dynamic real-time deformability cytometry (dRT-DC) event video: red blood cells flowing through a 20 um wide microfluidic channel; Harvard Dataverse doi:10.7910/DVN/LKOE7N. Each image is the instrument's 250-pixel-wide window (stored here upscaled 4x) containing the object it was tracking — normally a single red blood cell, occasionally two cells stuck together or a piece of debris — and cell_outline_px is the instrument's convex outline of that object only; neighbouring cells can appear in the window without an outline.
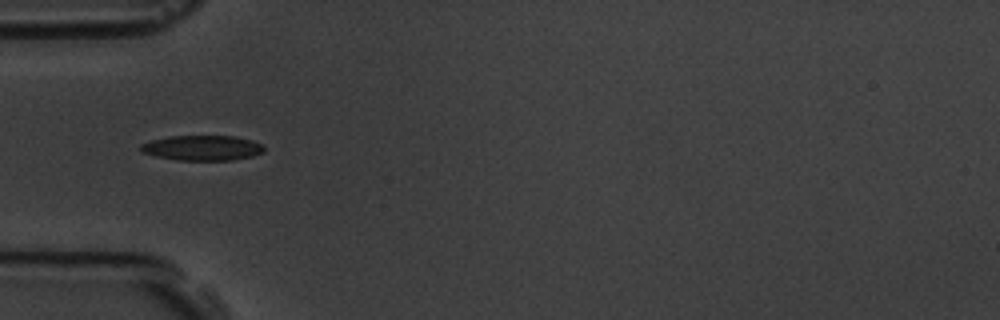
{"species": "common noctule bat (a hibernating species)", "species_latin": "Nyctalus noctula", "temperature_condition": "room temperature", "stored_images_in_passage": 40, "camera_frame_rate_fps": 3000, "um_per_image_px": 0.085, "animal": {"sex": "male", "body_mass_g": 19.5, "forearm_length_mm": 54.6}, "frame": {"image": 1, "passage_image": 1, "time_ms": 0.0, "image_size_px": [1000, 320], "cell_outline_px": [[264, 152], [252, 156], [232, 160], [176, 160], [156, 156], [140, 152], [140, 144], [152, 140], [168, 136], [236, 136], [252, 140], [260, 144], [264, 148]], "centroid_in_image_um": [17.17, 12.57], "position_along_channel_um": 67.8, "area_um2": 18.09}}
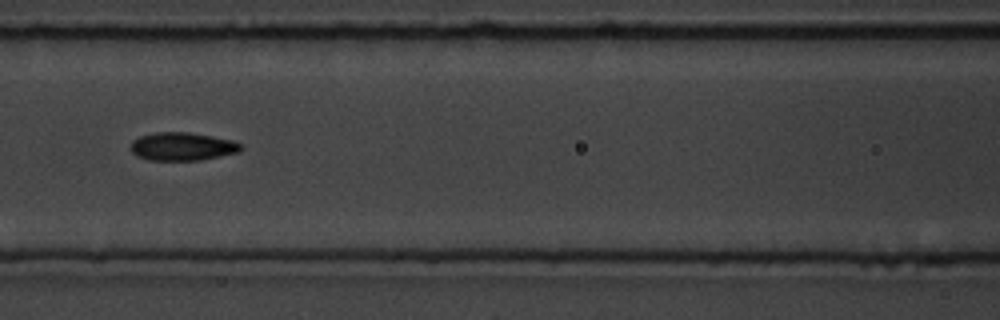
{"frame": {"image": 2, "passage_image": 8, "time_ms": 2.333, "image_size_px": [1000, 320], "cell_outline_px": [[244, 148], [240, 152], [200, 160], [148, 160], [136, 156], [132, 152], [132, 140], [140, 136], [156, 132], [188, 132], [212, 136], [232, 140], [240, 144]], "centroid_in_image_um": [15.51, 12.45], "position_along_channel_um": 151.1, "area_um2": 18.09}}
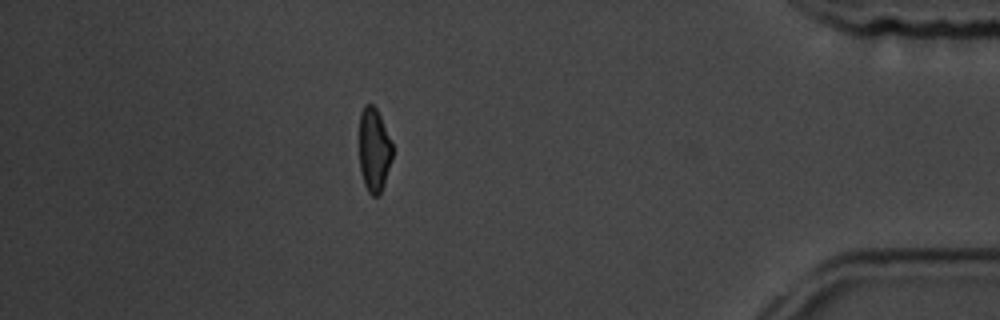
{"frame": {"image": 3, "passage_image": 33, "time_ms": 10.667, "image_size_px": [1000, 320], "cell_outline_px": [[392, 160], [384, 184], [380, 192], [376, 196], [372, 196], [368, 192], [364, 184], [360, 172], [360, 112], [364, 104], [372, 104], [376, 108], [380, 116], [392, 144]], "centroid_in_image_um": [31.79, 12.75], "position_along_channel_um": 403.4, "area_um2": 16.13}, "authors_computed_cell_mechanics": {"area_um2": 17.7157, "velocity_mm_per_s": 3.569, "shape_relaxation_time_tau1_ms": 5.3877, "shape_relaxation_time_tau2_ms": 2.3047, "deformation_change_tau1": 0.1709, "deformation_change_tau2": 0.0792}}